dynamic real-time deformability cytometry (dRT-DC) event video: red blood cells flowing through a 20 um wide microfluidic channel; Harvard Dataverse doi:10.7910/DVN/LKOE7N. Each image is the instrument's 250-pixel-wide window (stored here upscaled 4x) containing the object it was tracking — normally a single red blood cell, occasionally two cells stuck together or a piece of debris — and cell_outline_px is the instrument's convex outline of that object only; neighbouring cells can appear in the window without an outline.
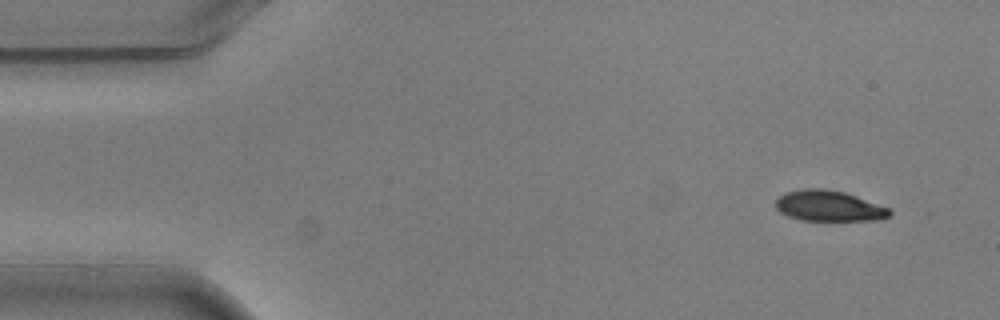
{"species": "common noctule bat (a hibernating species)", "species_latin": "Nyctalus noctula", "temperature_condition": "warm", "stored_images_in_passage": 4, "camera_frame_rate_fps": 3000, "um_per_image_px": 0.085, "animal": {"sex": "male", "body_mass_g": 20.5, "forearm_length_mm": 52.5}, "frame": {"image": 1, "passage_image": 1, "time_ms": 0.0, "image_size_px": [1000, 320], "cell_outline_px": [[892, 216], [880, 220], [800, 220], [788, 216], [780, 212], [776, 208], [776, 200], [784, 192], [804, 188], [824, 188], [844, 192], [856, 196], [888, 208], [892, 212]], "centroid_in_image_um": [70.45, 17.5], "position_along_channel_um": 14.6, "area_um2": 20.4}}
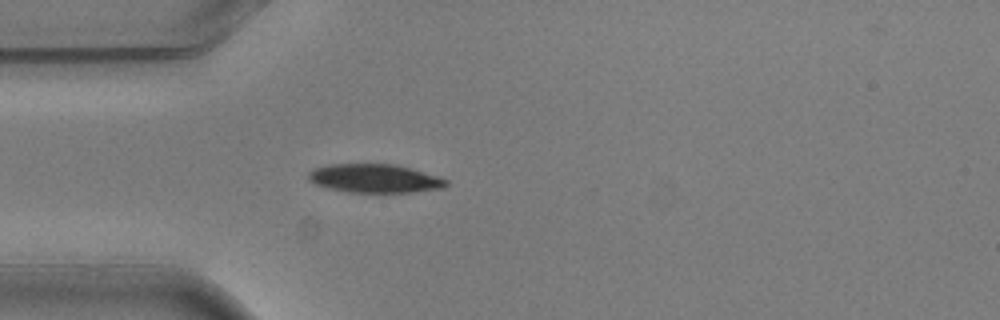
{"frame": {"image": 2, "passage_image": 4, "time_ms": 1.0, "image_size_px": [1000, 320], "cell_outline_px": [[448, 184], [444, 188], [412, 192], [348, 192], [328, 188], [316, 184], [308, 180], [308, 172], [316, 168], [328, 164], [396, 164], [412, 168], [440, 176], [448, 180]], "centroid_in_image_um": [31.89, 15.16], "position_along_channel_um": 53.1, "area_um2": 23.12}}